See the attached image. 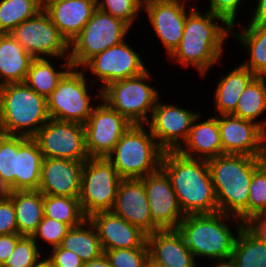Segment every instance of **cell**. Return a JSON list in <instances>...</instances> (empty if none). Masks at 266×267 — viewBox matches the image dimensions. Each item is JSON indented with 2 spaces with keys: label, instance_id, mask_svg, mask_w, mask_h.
Returning a JSON list of instances; mask_svg holds the SVG:
<instances>
[{
  "label": "cell",
  "instance_id": "cell-1",
  "mask_svg": "<svg viewBox=\"0 0 266 267\" xmlns=\"http://www.w3.org/2000/svg\"><path fill=\"white\" fill-rule=\"evenodd\" d=\"M190 8L181 42L168 57L183 68H196L201 76H205L208 69L221 61L225 40L232 37L231 27L209 11L201 14L194 6Z\"/></svg>",
  "mask_w": 266,
  "mask_h": 267
},
{
  "label": "cell",
  "instance_id": "cell-2",
  "mask_svg": "<svg viewBox=\"0 0 266 267\" xmlns=\"http://www.w3.org/2000/svg\"><path fill=\"white\" fill-rule=\"evenodd\" d=\"M161 168L171 180L184 215L219 212L207 160L164 151Z\"/></svg>",
  "mask_w": 266,
  "mask_h": 267
},
{
  "label": "cell",
  "instance_id": "cell-3",
  "mask_svg": "<svg viewBox=\"0 0 266 267\" xmlns=\"http://www.w3.org/2000/svg\"><path fill=\"white\" fill-rule=\"evenodd\" d=\"M266 157L223 154L207 160L219 212L248 220V196L253 172Z\"/></svg>",
  "mask_w": 266,
  "mask_h": 267
},
{
  "label": "cell",
  "instance_id": "cell-4",
  "mask_svg": "<svg viewBox=\"0 0 266 267\" xmlns=\"http://www.w3.org/2000/svg\"><path fill=\"white\" fill-rule=\"evenodd\" d=\"M230 220L237 221H234L236 233L227 225ZM242 225L238 217L216 212L185 215L177 230L196 259L227 261L231 258L235 235Z\"/></svg>",
  "mask_w": 266,
  "mask_h": 267
},
{
  "label": "cell",
  "instance_id": "cell-5",
  "mask_svg": "<svg viewBox=\"0 0 266 267\" xmlns=\"http://www.w3.org/2000/svg\"><path fill=\"white\" fill-rule=\"evenodd\" d=\"M50 119L47 98L25 82L0 86V133L32 138Z\"/></svg>",
  "mask_w": 266,
  "mask_h": 267
},
{
  "label": "cell",
  "instance_id": "cell-6",
  "mask_svg": "<svg viewBox=\"0 0 266 267\" xmlns=\"http://www.w3.org/2000/svg\"><path fill=\"white\" fill-rule=\"evenodd\" d=\"M146 129V124H132L106 157L122 179H140L161 168L164 150Z\"/></svg>",
  "mask_w": 266,
  "mask_h": 267
},
{
  "label": "cell",
  "instance_id": "cell-7",
  "mask_svg": "<svg viewBox=\"0 0 266 267\" xmlns=\"http://www.w3.org/2000/svg\"><path fill=\"white\" fill-rule=\"evenodd\" d=\"M151 73L111 82L101 90V99L131 124H146L160 98L150 84ZM150 115V116H149Z\"/></svg>",
  "mask_w": 266,
  "mask_h": 267
},
{
  "label": "cell",
  "instance_id": "cell-8",
  "mask_svg": "<svg viewBox=\"0 0 266 267\" xmlns=\"http://www.w3.org/2000/svg\"><path fill=\"white\" fill-rule=\"evenodd\" d=\"M130 29L123 20L96 8L90 20L69 44L72 67L80 69L92 57L120 44Z\"/></svg>",
  "mask_w": 266,
  "mask_h": 267
},
{
  "label": "cell",
  "instance_id": "cell-9",
  "mask_svg": "<svg viewBox=\"0 0 266 267\" xmlns=\"http://www.w3.org/2000/svg\"><path fill=\"white\" fill-rule=\"evenodd\" d=\"M86 73L71 68L47 97L50 118L84 125L94 109Z\"/></svg>",
  "mask_w": 266,
  "mask_h": 267
},
{
  "label": "cell",
  "instance_id": "cell-10",
  "mask_svg": "<svg viewBox=\"0 0 266 267\" xmlns=\"http://www.w3.org/2000/svg\"><path fill=\"white\" fill-rule=\"evenodd\" d=\"M121 180L107 158H88L82 169L79 195L84 214L89 217L99 211H110Z\"/></svg>",
  "mask_w": 266,
  "mask_h": 267
},
{
  "label": "cell",
  "instance_id": "cell-11",
  "mask_svg": "<svg viewBox=\"0 0 266 267\" xmlns=\"http://www.w3.org/2000/svg\"><path fill=\"white\" fill-rule=\"evenodd\" d=\"M10 34L34 59L69 58V43L44 10L23 21Z\"/></svg>",
  "mask_w": 266,
  "mask_h": 267
},
{
  "label": "cell",
  "instance_id": "cell-12",
  "mask_svg": "<svg viewBox=\"0 0 266 267\" xmlns=\"http://www.w3.org/2000/svg\"><path fill=\"white\" fill-rule=\"evenodd\" d=\"M44 158H62L86 161L84 125L50 118L32 137Z\"/></svg>",
  "mask_w": 266,
  "mask_h": 267
},
{
  "label": "cell",
  "instance_id": "cell-13",
  "mask_svg": "<svg viewBox=\"0 0 266 267\" xmlns=\"http://www.w3.org/2000/svg\"><path fill=\"white\" fill-rule=\"evenodd\" d=\"M96 97L100 102L84 124L86 150L89 158H106L132 124L101 99V90Z\"/></svg>",
  "mask_w": 266,
  "mask_h": 267
},
{
  "label": "cell",
  "instance_id": "cell-14",
  "mask_svg": "<svg viewBox=\"0 0 266 267\" xmlns=\"http://www.w3.org/2000/svg\"><path fill=\"white\" fill-rule=\"evenodd\" d=\"M80 69L95 75V79L88 83H92L90 86L93 87L100 81L103 84L99 89L102 90L111 82L139 76L148 68L140 54L124 40L92 57Z\"/></svg>",
  "mask_w": 266,
  "mask_h": 267
},
{
  "label": "cell",
  "instance_id": "cell-15",
  "mask_svg": "<svg viewBox=\"0 0 266 267\" xmlns=\"http://www.w3.org/2000/svg\"><path fill=\"white\" fill-rule=\"evenodd\" d=\"M158 99L146 123L164 151H177L186 141L195 118L200 114Z\"/></svg>",
  "mask_w": 266,
  "mask_h": 267
},
{
  "label": "cell",
  "instance_id": "cell-16",
  "mask_svg": "<svg viewBox=\"0 0 266 267\" xmlns=\"http://www.w3.org/2000/svg\"><path fill=\"white\" fill-rule=\"evenodd\" d=\"M223 154L266 157V132L232 114L217 115Z\"/></svg>",
  "mask_w": 266,
  "mask_h": 267
},
{
  "label": "cell",
  "instance_id": "cell-17",
  "mask_svg": "<svg viewBox=\"0 0 266 267\" xmlns=\"http://www.w3.org/2000/svg\"><path fill=\"white\" fill-rule=\"evenodd\" d=\"M186 1L146 0L143 3V11L147 12L150 25L168 56L176 49L183 36L186 17L190 12Z\"/></svg>",
  "mask_w": 266,
  "mask_h": 267
},
{
  "label": "cell",
  "instance_id": "cell-18",
  "mask_svg": "<svg viewBox=\"0 0 266 267\" xmlns=\"http://www.w3.org/2000/svg\"><path fill=\"white\" fill-rule=\"evenodd\" d=\"M140 179L144 183L153 223L160 230L177 229L185 215L169 176L160 168Z\"/></svg>",
  "mask_w": 266,
  "mask_h": 267
},
{
  "label": "cell",
  "instance_id": "cell-19",
  "mask_svg": "<svg viewBox=\"0 0 266 267\" xmlns=\"http://www.w3.org/2000/svg\"><path fill=\"white\" fill-rule=\"evenodd\" d=\"M110 211L140 228L147 235L160 230L153 223L144 183L141 179L121 180Z\"/></svg>",
  "mask_w": 266,
  "mask_h": 267
},
{
  "label": "cell",
  "instance_id": "cell-20",
  "mask_svg": "<svg viewBox=\"0 0 266 267\" xmlns=\"http://www.w3.org/2000/svg\"><path fill=\"white\" fill-rule=\"evenodd\" d=\"M84 162L43 158L38 190L43 195L79 197Z\"/></svg>",
  "mask_w": 266,
  "mask_h": 267
},
{
  "label": "cell",
  "instance_id": "cell-21",
  "mask_svg": "<svg viewBox=\"0 0 266 267\" xmlns=\"http://www.w3.org/2000/svg\"><path fill=\"white\" fill-rule=\"evenodd\" d=\"M88 219L94 225L103 251L148 247L147 234L111 211H99Z\"/></svg>",
  "mask_w": 266,
  "mask_h": 267
},
{
  "label": "cell",
  "instance_id": "cell-22",
  "mask_svg": "<svg viewBox=\"0 0 266 267\" xmlns=\"http://www.w3.org/2000/svg\"><path fill=\"white\" fill-rule=\"evenodd\" d=\"M149 256L166 267H196V259L177 229L157 230L147 235Z\"/></svg>",
  "mask_w": 266,
  "mask_h": 267
},
{
  "label": "cell",
  "instance_id": "cell-23",
  "mask_svg": "<svg viewBox=\"0 0 266 267\" xmlns=\"http://www.w3.org/2000/svg\"><path fill=\"white\" fill-rule=\"evenodd\" d=\"M200 116L203 115L200 113L195 118L186 141L177 152L188 158L203 160L223 155L217 116L199 122Z\"/></svg>",
  "mask_w": 266,
  "mask_h": 267
},
{
  "label": "cell",
  "instance_id": "cell-24",
  "mask_svg": "<svg viewBox=\"0 0 266 267\" xmlns=\"http://www.w3.org/2000/svg\"><path fill=\"white\" fill-rule=\"evenodd\" d=\"M96 8V0H67L50 5L45 12L70 44L90 20Z\"/></svg>",
  "mask_w": 266,
  "mask_h": 267
},
{
  "label": "cell",
  "instance_id": "cell-25",
  "mask_svg": "<svg viewBox=\"0 0 266 267\" xmlns=\"http://www.w3.org/2000/svg\"><path fill=\"white\" fill-rule=\"evenodd\" d=\"M34 58L10 34H0V86L25 81Z\"/></svg>",
  "mask_w": 266,
  "mask_h": 267
},
{
  "label": "cell",
  "instance_id": "cell-26",
  "mask_svg": "<svg viewBox=\"0 0 266 267\" xmlns=\"http://www.w3.org/2000/svg\"><path fill=\"white\" fill-rule=\"evenodd\" d=\"M241 25V30L236 32L235 26L231 27L233 35L248 54L247 60L241 63L256 76L266 77V23L247 22Z\"/></svg>",
  "mask_w": 266,
  "mask_h": 267
},
{
  "label": "cell",
  "instance_id": "cell-27",
  "mask_svg": "<svg viewBox=\"0 0 266 267\" xmlns=\"http://www.w3.org/2000/svg\"><path fill=\"white\" fill-rule=\"evenodd\" d=\"M255 76L254 73L240 64L222 77L213 96L216 114H232L238 105L240 95Z\"/></svg>",
  "mask_w": 266,
  "mask_h": 267
},
{
  "label": "cell",
  "instance_id": "cell-28",
  "mask_svg": "<svg viewBox=\"0 0 266 267\" xmlns=\"http://www.w3.org/2000/svg\"><path fill=\"white\" fill-rule=\"evenodd\" d=\"M9 197L16 212L18 234L32 236L44 216L43 194L39 190H15Z\"/></svg>",
  "mask_w": 266,
  "mask_h": 267
},
{
  "label": "cell",
  "instance_id": "cell-29",
  "mask_svg": "<svg viewBox=\"0 0 266 267\" xmlns=\"http://www.w3.org/2000/svg\"><path fill=\"white\" fill-rule=\"evenodd\" d=\"M43 158L33 138H28L18 148L15 190H38Z\"/></svg>",
  "mask_w": 266,
  "mask_h": 267
},
{
  "label": "cell",
  "instance_id": "cell-30",
  "mask_svg": "<svg viewBox=\"0 0 266 267\" xmlns=\"http://www.w3.org/2000/svg\"><path fill=\"white\" fill-rule=\"evenodd\" d=\"M60 246L73 251L83 262L97 259L104 253L97 231L88 218L82 224L71 227Z\"/></svg>",
  "mask_w": 266,
  "mask_h": 267
},
{
  "label": "cell",
  "instance_id": "cell-31",
  "mask_svg": "<svg viewBox=\"0 0 266 267\" xmlns=\"http://www.w3.org/2000/svg\"><path fill=\"white\" fill-rule=\"evenodd\" d=\"M60 64L62 69L57 70L48 58L34 59L27 72L25 83L37 94L48 97L57 87L58 82L72 68L69 58H64ZM64 68V70H63Z\"/></svg>",
  "mask_w": 266,
  "mask_h": 267
},
{
  "label": "cell",
  "instance_id": "cell-32",
  "mask_svg": "<svg viewBox=\"0 0 266 267\" xmlns=\"http://www.w3.org/2000/svg\"><path fill=\"white\" fill-rule=\"evenodd\" d=\"M265 112L266 77L255 76L240 95L238 105L232 115L257 123L266 132V120H257Z\"/></svg>",
  "mask_w": 266,
  "mask_h": 267
},
{
  "label": "cell",
  "instance_id": "cell-33",
  "mask_svg": "<svg viewBox=\"0 0 266 267\" xmlns=\"http://www.w3.org/2000/svg\"><path fill=\"white\" fill-rule=\"evenodd\" d=\"M230 261L234 267H266V243L243 224L237 232Z\"/></svg>",
  "mask_w": 266,
  "mask_h": 267
},
{
  "label": "cell",
  "instance_id": "cell-34",
  "mask_svg": "<svg viewBox=\"0 0 266 267\" xmlns=\"http://www.w3.org/2000/svg\"><path fill=\"white\" fill-rule=\"evenodd\" d=\"M44 216L66 223L70 228L82 224L84 214L79 197L43 195Z\"/></svg>",
  "mask_w": 266,
  "mask_h": 267
},
{
  "label": "cell",
  "instance_id": "cell-35",
  "mask_svg": "<svg viewBox=\"0 0 266 267\" xmlns=\"http://www.w3.org/2000/svg\"><path fill=\"white\" fill-rule=\"evenodd\" d=\"M41 10V0H0V34L11 33Z\"/></svg>",
  "mask_w": 266,
  "mask_h": 267
},
{
  "label": "cell",
  "instance_id": "cell-36",
  "mask_svg": "<svg viewBox=\"0 0 266 267\" xmlns=\"http://www.w3.org/2000/svg\"><path fill=\"white\" fill-rule=\"evenodd\" d=\"M28 138L0 133V178L10 191H15L18 148Z\"/></svg>",
  "mask_w": 266,
  "mask_h": 267
},
{
  "label": "cell",
  "instance_id": "cell-37",
  "mask_svg": "<svg viewBox=\"0 0 266 267\" xmlns=\"http://www.w3.org/2000/svg\"><path fill=\"white\" fill-rule=\"evenodd\" d=\"M146 0H96L97 8L105 13L119 18L130 27L135 23L138 14L143 11Z\"/></svg>",
  "mask_w": 266,
  "mask_h": 267
},
{
  "label": "cell",
  "instance_id": "cell-38",
  "mask_svg": "<svg viewBox=\"0 0 266 267\" xmlns=\"http://www.w3.org/2000/svg\"><path fill=\"white\" fill-rule=\"evenodd\" d=\"M39 249L32 236H21L2 267H33L43 257Z\"/></svg>",
  "mask_w": 266,
  "mask_h": 267
},
{
  "label": "cell",
  "instance_id": "cell-39",
  "mask_svg": "<svg viewBox=\"0 0 266 267\" xmlns=\"http://www.w3.org/2000/svg\"><path fill=\"white\" fill-rule=\"evenodd\" d=\"M266 210V160L253 172L248 196V220Z\"/></svg>",
  "mask_w": 266,
  "mask_h": 267
},
{
  "label": "cell",
  "instance_id": "cell-40",
  "mask_svg": "<svg viewBox=\"0 0 266 267\" xmlns=\"http://www.w3.org/2000/svg\"><path fill=\"white\" fill-rule=\"evenodd\" d=\"M112 267H144L149 256L148 247L105 250Z\"/></svg>",
  "mask_w": 266,
  "mask_h": 267
},
{
  "label": "cell",
  "instance_id": "cell-41",
  "mask_svg": "<svg viewBox=\"0 0 266 267\" xmlns=\"http://www.w3.org/2000/svg\"><path fill=\"white\" fill-rule=\"evenodd\" d=\"M69 229L70 227L66 223L43 216L32 237L37 245V240L41 239L42 242L44 241L45 244L47 243L48 245H51V248H53L61 245L62 240Z\"/></svg>",
  "mask_w": 266,
  "mask_h": 267
},
{
  "label": "cell",
  "instance_id": "cell-42",
  "mask_svg": "<svg viewBox=\"0 0 266 267\" xmlns=\"http://www.w3.org/2000/svg\"><path fill=\"white\" fill-rule=\"evenodd\" d=\"M209 12L221 17L230 27L238 25L236 23L237 13L240 11L244 0H209ZM236 23V24H235Z\"/></svg>",
  "mask_w": 266,
  "mask_h": 267
},
{
  "label": "cell",
  "instance_id": "cell-43",
  "mask_svg": "<svg viewBox=\"0 0 266 267\" xmlns=\"http://www.w3.org/2000/svg\"><path fill=\"white\" fill-rule=\"evenodd\" d=\"M18 233L16 212L12 199L8 196L0 199V235Z\"/></svg>",
  "mask_w": 266,
  "mask_h": 267
},
{
  "label": "cell",
  "instance_id": "cell-44",
  "mask_svg": "<svg viewBox=\"0 0 266 267\" xmlns=\"http://www.w3.org/2000/svg\"><path fill=\"white\" fill-rule=\"evenodd\" d=\"M47 257L54 267H82L84 263L73 251L65 250L61 246L51 248Z\"/></svg>",
  "mask_w": 266,
  "mask_h": 267
},
{
  "label": "cell",
  "instance_id": "cell-45",
  "mask_svg": "<svg viewBox=\"0 0 266 267\" xmlns=\"http://www.w3.org/2000/svg\"><path fill=\"white\" fill-rule=\"evenodd\" d=\"M244 225L260 240L266 243V213L261 212L249 220Z\"/></svg>",
  "mask_w": 266,
  "mask_h": 267
},
{
  "label": "cell",
  "instance_id": "cell-46",
  "mask_svg": "<svg viewBox=\"0 0 266 267\" xmlns=\"http://www.w3.org/2000/svg\"><path fill=\"white\" fill-rule=\"evenodd\" d=\"M21 237L18 233L9 235H0V267H2L13 250L15 249L17 240Z\"/></svg>",
  "mask_w": 266,
  "mask_h": 267
},
{
  "label": "cell",
  "instance_id": "cell-47",
  "mask_svg": "<svg viewBox=\"0 0 266 267\" xmlns=\"http://www.w3.org/2000/svg\"><path fill=\"white\" fill-rule=\"evenodd\" d=\"M254 12L249 22L266 23V0H256Z\"/></svg>",
  "mask_w": 266,
  "mask_h": 267
},
{
  "label": "cell",
  "instance_id": "cell-48",
  "mask_svg": "<svg viewBox=\"0 0 266 267\" xmlns=\"http://www.w3.org/2000/svg\"><path fill=\"white\" fill-rule=\"evenodd\" d=\"M82 267H112L106 255L103 253L97 259L84 262Z\"/></svg>",
  "mask_w": 266,
  "mask_h": 267
},
{
  "label": "cell",
  "instance_id": "cell-49",
  "mask_svg": "<svg viewBox=\"0 0 266 267\" xmlns=\"http://www.w3.org/2000/svg\"><path fill=\"white\" fill-rule=\"evenodd\" d=\"M46 257V258H45ZM41 257L34 265L33 267H54L53 263L48 259L47 255Z\"/></svg>",
  "mask_w": 266,
  "mask_h": 267
},
{
  "label": "cell",
  "instance_id": "cell-50",
  "mask_svg": "<svg viewBox=\"0 0 266 267\" xmlns=\"http://www.w3.org/2000/svg\"><path fill=\"white\" fill-rule=\"evenodd\" d=\"M10 189L5 185V183L0 178V199L6 198L10 195Z\"/></svg>",
  "mask_w": 266,
  "mask_h": 267
},
{
  "label": "cell",
  "instance_id": "cell-51",
  "mask_svg": "<svg viewBox=\"0 0 266 267\" xmlns=\"http://www.w3.org/2000/svg\"><path fill=\"white\" fill-rule=\"evenodd\" d=\"M65 1L67 0H41V8L45 11L50 5L59 4Z\"/></svg>",
  "mask_w": 266,
  "mask_h": 267
},
{
  "label": "cell",
  "instance_id": "cell-52",
  "mask_svg": "<svg viewBox=\"0 0 266 267\" xmlns=\"http://www.w3.org/2000/svg\"><path fill=\"white\" fill-rule=\"evenodd\" d=\"M144 267H166V266L162 265L161 263L153 260L150 256H148Z\"/></svg>",
  "mask_w": 266,
  "mask_h": 267
},
{
  "label": "cell",
  "instance_id": "cell-53",
  "mask_svg": "<svg viewBox=\"0 0 266 267\" xmlns=\"http://www.w3.org/2000/svg\"><path fill=\"white\" fill-rule=\"evenodd\" d=\"M215 265L212 267H234L233 263L230 260L227 261H215Z\"/></svg>",
  "mask_w": 266,
  "mask_h": 267
}]
</instances>
